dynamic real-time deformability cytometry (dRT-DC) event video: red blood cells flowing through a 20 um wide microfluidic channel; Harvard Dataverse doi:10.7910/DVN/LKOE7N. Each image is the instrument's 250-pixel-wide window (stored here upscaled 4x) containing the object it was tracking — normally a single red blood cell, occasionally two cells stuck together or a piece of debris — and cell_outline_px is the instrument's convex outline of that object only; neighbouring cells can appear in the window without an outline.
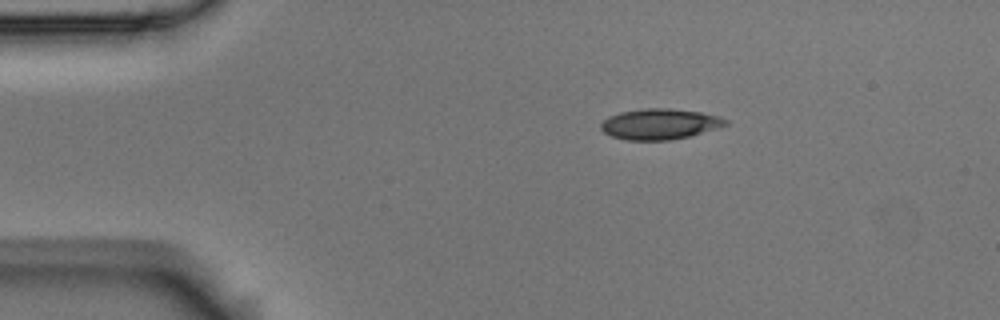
{"species": "Egyptian fruit bat (a non-hibernating species)", "species_latin": "Rousettus aegyptiacus", "temperature_condition": "room temperature", "stored_images_in_passage": 48, "camera_frame_rate_fps": 3000, "um_per_image_px": 0.085, "animal": {"sex": "male"}, "frame": {"image": 1, "passage_image": 1, "time_ms": 0.0, "image_size_px": [1000, 320], "cell_outline_px": [[728, 124], [720, 128], [688, 136], [668, 140], [628, 140], [612, 136], [604, 132], [600, 128], [600, 124], [608, 116], [620, 112], [644, 108], [668, 108], [700, 112], [720, 116], [728, 120]], "centroid_in_image_um": [56.09, 10.54], "position_along_channel_um": 28.9, "area_um2": 22.31}}
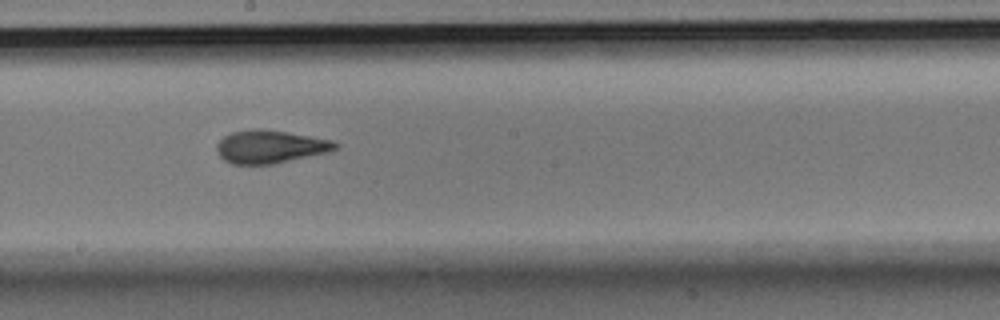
{"frame": {"image": 2, "passage_image": 22, "time_ms": 7.0, "image_size_px": [1000, 320], "cell_outline_px": [[340, 148], [332, 152], [272, 164], [232, 164], [224, 160], [216, 152], [216, 144], [224, 136], [232, 132], [252, 128], [260, 128], [332, 140], [340, 144]], "centroid_in_image_um": [22.99, 12.47], "position_along_channel_um": 225.2, "area_um2": 23.0}}
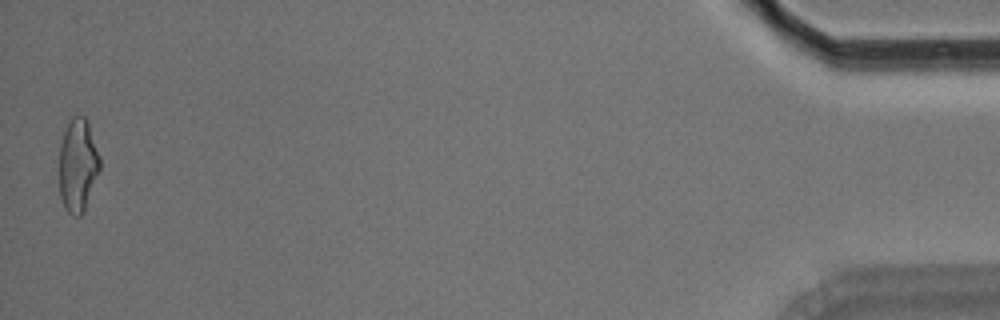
{"frame": {"image": 3, "passage_image": 47, "time_ms": 15.333, "image_size_px": [1000, 320], "cell_outline_px": [[100, 168], [84, 208], [80, 216], [72, 216], [64, 208], [60, 196], [60, 144], [64, 132], [72, 116], [76, 112], [84, 116], [88, 120], [100, 156]], "centroid_in_image_um": [6.62, 13.98], "position_along_channel_um": 428.6, "area_um2": 22.02}, "authors_computed_cell_mechanics": {"area_um2": 22.3397, "velocity_mm_per_s": 3.5524, "shape_relaxation_time_tau1_ms": 6.8023, "shape_relaxation_time_tau2_ms": 2.0651, "deformation_change_tau1": 0.1833, "deformation_change_tau2": 0.0958}}